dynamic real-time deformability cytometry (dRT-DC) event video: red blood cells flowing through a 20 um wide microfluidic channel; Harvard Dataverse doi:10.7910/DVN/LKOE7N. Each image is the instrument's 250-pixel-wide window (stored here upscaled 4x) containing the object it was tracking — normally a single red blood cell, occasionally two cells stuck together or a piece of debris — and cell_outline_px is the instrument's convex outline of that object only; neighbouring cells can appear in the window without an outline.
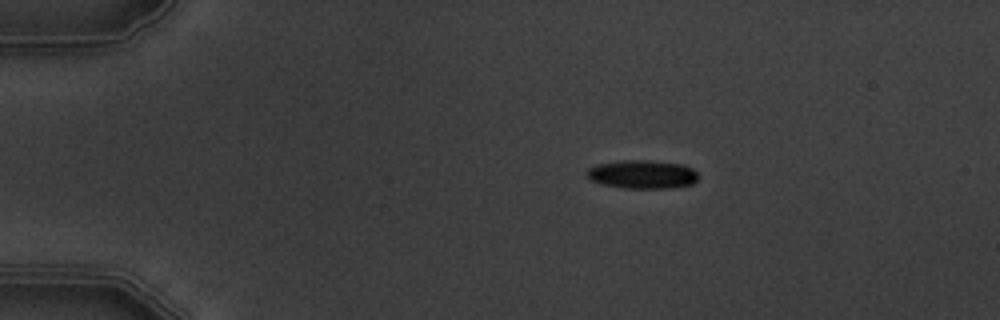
{"species": "common noctule bat (a hibernating species)", "species_latin": "Nyctalus noctula", "temperature_condition": "warm", "stored_images_in_passage": 4, "segment_of_instrument_passage": [1, 2], "camera_frame_rate_fps": 3000, "um_per_image_px": 0.085, "animal": {"sex": "male", "body_mass_g": 19.5, "forearm_length_mm": 54.6}, "frame": {"image": 1, "passage_image": 1, "time_ms": 0.0, "image_size_px": [1000, 320], "cell_outline_px": [[696, 180], [692, 184], [672, 188], [624, 188], [600, 184], [592, 180], [584, 172], [588, 168], [596, 164], [624, 160], [640, 160], [680, 164], [692, 168], [696, 172]], "centroid_in_image_um": [54.55, 14.83], "position_along_channel_um": 30.5, "area_um2": 18.38}}